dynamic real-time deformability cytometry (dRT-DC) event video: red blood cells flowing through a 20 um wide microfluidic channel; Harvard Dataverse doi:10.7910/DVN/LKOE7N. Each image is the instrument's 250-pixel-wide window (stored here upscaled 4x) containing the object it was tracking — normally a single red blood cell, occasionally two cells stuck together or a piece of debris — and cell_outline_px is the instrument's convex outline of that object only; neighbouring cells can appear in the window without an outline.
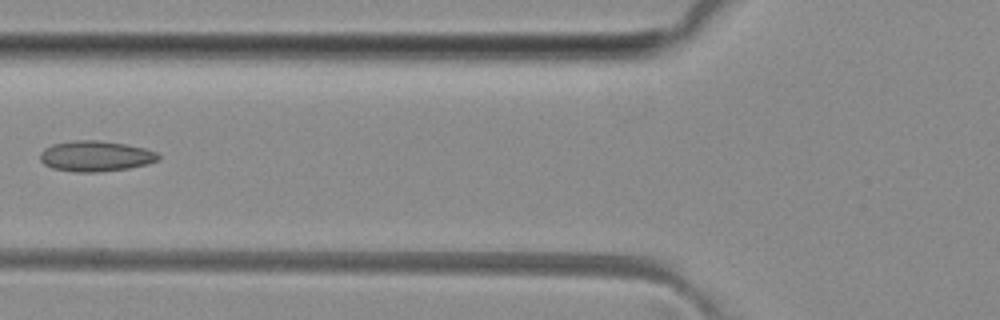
{"species": "common noctule bat (a hibernating species)", "species_latin": "Nyctalus noctula", "temperature_condition": "room temperature", "stored_images_in_passage": 8, "camera_frame_rate_fps": 3000, "um_per_image_px": 0.085, "animal": {"sex": "female", "body_mass_g": 29.2, "forearm_length_mm": 56.3}, "frame": {"image": 1, "passage_image": 6, "time_ms": 6.0, "image_size_px": [1000, 320], "cell_outline_px": [[160, 160], [148, 164], [128, 168], [100, 172], [76, 172], [52, 168], [44, 164], [40, 160], [40, 152], [44, 148], [52, 144], [72, 140], [100, 140], [124, 144], [144, 148], [156, 152], [160, 156]], "centroid_in_image_um": [8.12, 13.27], "position_along_channel_um": 117.7, "area_um2": 21.21}}
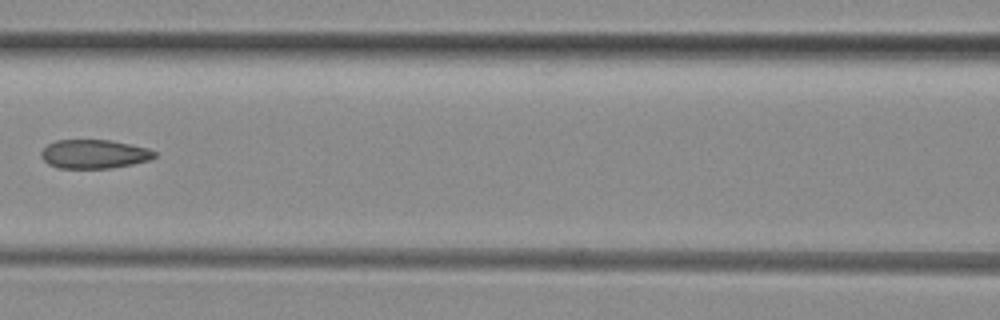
{"frame": {"image": 2, "passage_image": 7, "time_ms": 7.0, "image_size_px": [1000, 320], "cell_outline_px": [[156, 156], [148, 160], [132, 164], [112, 168], [56, 168], [48, 164], [40, 156], [40, 152], [48, 144], [56, 140], [112, 140], [148, 148], [156, 152]], "centroid_in_image_um": [7.98, 13.09], "position_along_channel_um": 158.6, "area_um2": 19.13}}
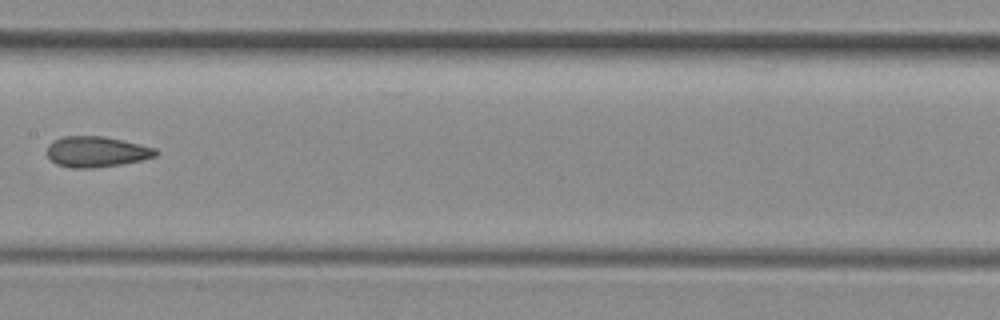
{"frame": {"image": 3, "passage_image": 8, "time_ms": 8.0, "image_size_px": [1000, 320], "cell_outline_px": [[160, 152], [156, 156], [140, 160], [120, 164], [96, 168], [72, 168], [56, 164], [48, 156], [48, 144], [64, 136], [104, 136], [140, 144], [156, 148]], "centroid_in_image_um": [8.22, 12.9], "position_along_channel_um": 199.2, "area_um2": 19.36}}